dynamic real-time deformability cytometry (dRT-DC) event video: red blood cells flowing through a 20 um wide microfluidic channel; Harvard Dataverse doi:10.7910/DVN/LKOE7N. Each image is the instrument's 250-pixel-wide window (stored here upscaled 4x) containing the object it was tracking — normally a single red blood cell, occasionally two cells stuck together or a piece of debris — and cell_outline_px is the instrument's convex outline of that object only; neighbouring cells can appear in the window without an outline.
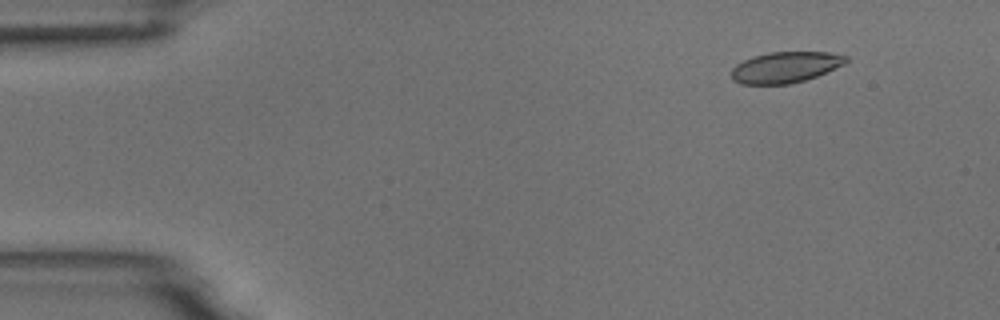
{"species": "common noctule bat (a hibernating species)", "species_latin": "Nyctalus noctula", "temperature_condition": "room temperature", "stored_images_in_passage": 6, "segment_of_instrument_passage": [1, 2], "camera_frame_rate_fps": 3000, "um_per_image_px": 0.085, "animal": {"sex": "male", "body_mass_g": 18.8}, "frame": {"image": 1, "passage_image": 2, "time_ms": 1.333, "image_size_px": [1000, 320], "cell_outline_px": [[848, 60], [844, 64], [816, 76], [804, 80], [788, 84], [740, 84], [732, 80], [732, 68], [736, 64], [752, 56], [768, 52], [828, 52], [848, 56]], "centroid_in_image_um": [66.73, 5.71], "position_along_channel_um": 18.3, "area_um2": 20.63}}